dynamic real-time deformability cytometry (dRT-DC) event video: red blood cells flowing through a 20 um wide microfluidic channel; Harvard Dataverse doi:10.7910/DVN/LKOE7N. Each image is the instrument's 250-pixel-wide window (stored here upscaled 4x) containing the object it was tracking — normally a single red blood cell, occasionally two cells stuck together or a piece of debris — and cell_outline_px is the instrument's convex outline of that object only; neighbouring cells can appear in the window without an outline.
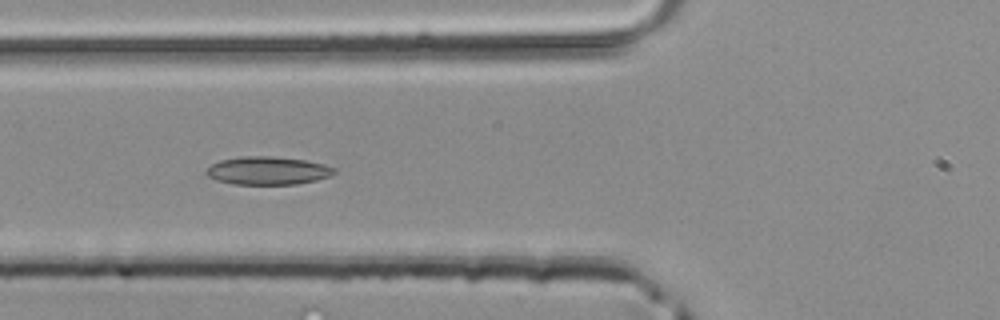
{"species": "common noctule bat (a hibernating species)", "species_latin": "Nyctalus noctula", "temperature_condition": "room temperature", "stored_images_in_passage": 45, "camera_frame_rate_fps": 3000, "um_per_image_px": 0.085, "animal": {"sex": "male", "body_mass_g": 20.4}, "frame": {"image": 1, "passage_image": 17, "time_ms": 5.333, "image_size_px": [1000, 320], "cell_outline_px": [[336, 172], [332, 176], [316, 180], [296, 184], [232, 184], [216, 180], [208, 176], [204, 172], [212, 164], [220, 160], [240, 156], [272, 156], [304, 160], [324, 164], [336, 168]], "centroid_in_image_um": [22.77, 14.5], "position_along_channel_um": 103.0, "area_um2": 21.04}}
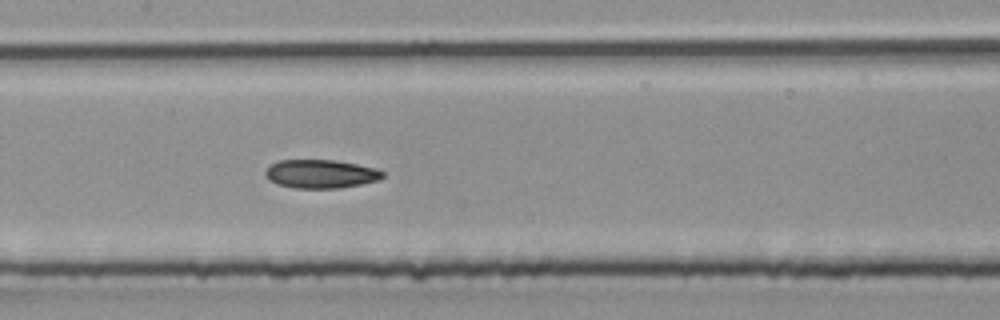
{"frame": {"image": 2, "passage_image": 22, "time_ms": 7.0, "image_size_px": [1000, 320], "cell_outline_px": [[384, 176], [376, 180], [360, 184], [340, 188], [296, 188], [276, 184], [264, 172], [272, 164], [280, 160], [336, 160], [376, 168], [384, 172]], "centroid_in_image_um": [27.29, 14.78], "position_along_channel_um": 180.1, "area_um2": 19.25}}
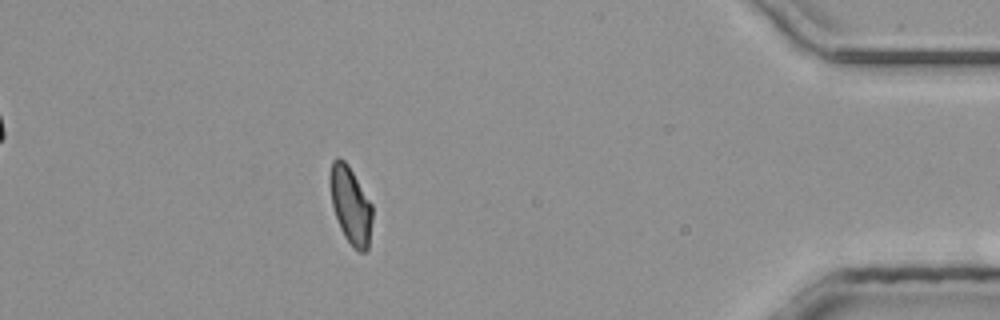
{"frame": {"image": 3, "passage_image": 40, "time_ms": 13.0, "image_size_px": [1000, 320], "cell_outline_px": [[372, 220], [368, 248], [364, 252], [360, 252], [352, 248], [344, 236], [340, 228], [332, 204], [328, 180], [328, 176], [332, 160], [336, 156], [344, 160], [348, 164], [372, 204]], "centroid_in_image_um": [29.78, 17.42], "position_along_channel_um": 405.4, "area_um2": 19.31}}